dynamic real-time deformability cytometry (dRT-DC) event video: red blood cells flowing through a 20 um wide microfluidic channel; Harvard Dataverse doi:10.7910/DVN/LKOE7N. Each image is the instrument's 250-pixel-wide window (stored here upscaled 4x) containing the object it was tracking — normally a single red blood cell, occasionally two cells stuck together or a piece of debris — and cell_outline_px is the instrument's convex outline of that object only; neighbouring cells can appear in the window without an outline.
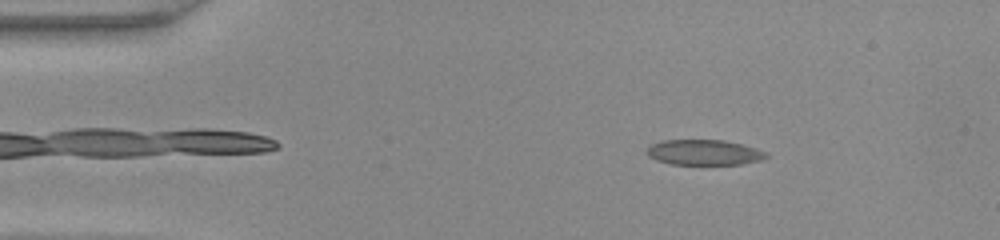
{"species": "common noctule bat (a hibernating species)", "species_latin": "Nyctalus noctula", "temperature_condition": "warm", "stored_images_in_passage": 47, "camera_frame_rate_fps": 3000, "um_per_image_px": 0.085, "animal": {"sex": "female", "body_mass_g": 22.0, "forearm_length_mm": 56.7}, "frame": {"image": 1, "passage_image": 7, "time_ms": 2.0, "image_size_px": [1000, 240], "cell_outline_px": [[768, 156], [760, 160], [744, 164], [672, 164], [656, 160], [648, 156], [648, 148], [652, 144], [664, 140], [724, 140], [756, 148], [764, 152]], "centroid_in_image_um": [59.84, 12.95], "position_along_channel_um": 25.2, "area_um2": 17.4}}
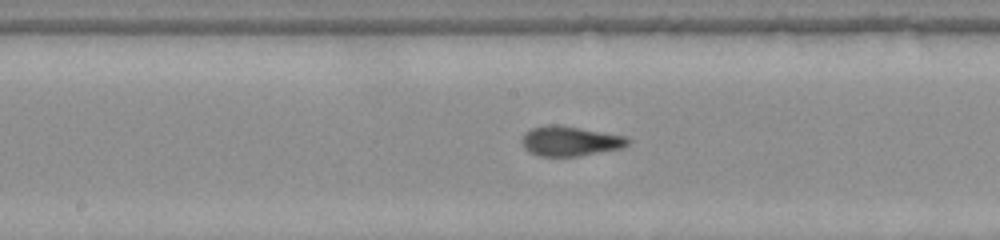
{"frame": {"image": 2, "passage_image": 24, "time_ms": 7.667, "image_size_px": [1000, 240], "cell_outline_px": [[632, 140], [624, 148], [580, 156], [540, 156], [528, 152], [524, 148], [520, 140], [532, 128], [556, 124], [580, 128], [624, 136]], "centroid_in_image_um": [48.48, 12.01], "position_along_channel_um": 199.7, "area_um2": 18.32}}
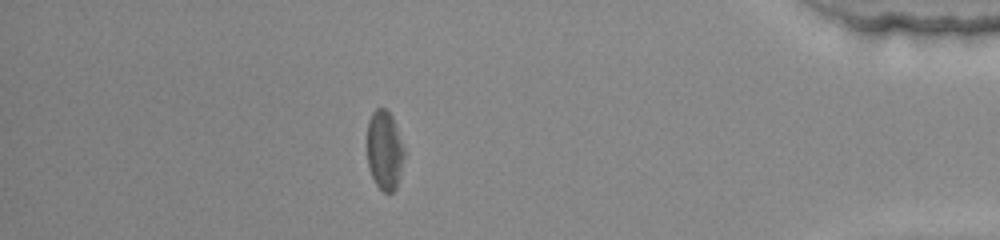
{"frame": {"image": 3, "passage_image": 41, "time_ms": 13.333, "image_size_px": [1000, 240], "cell_outline_px": [[404, 156], [396, 188], [392, 192], [384, 192], [376, 184], [368, 168], [368, 120], [372, 112], [376, 108], [384, 108], [392, 116], [404, 148]], "centroid_in_image_um": [32.68, 12.76], "position_along_channel_um": 402.5, "area_um2": 16.88}}